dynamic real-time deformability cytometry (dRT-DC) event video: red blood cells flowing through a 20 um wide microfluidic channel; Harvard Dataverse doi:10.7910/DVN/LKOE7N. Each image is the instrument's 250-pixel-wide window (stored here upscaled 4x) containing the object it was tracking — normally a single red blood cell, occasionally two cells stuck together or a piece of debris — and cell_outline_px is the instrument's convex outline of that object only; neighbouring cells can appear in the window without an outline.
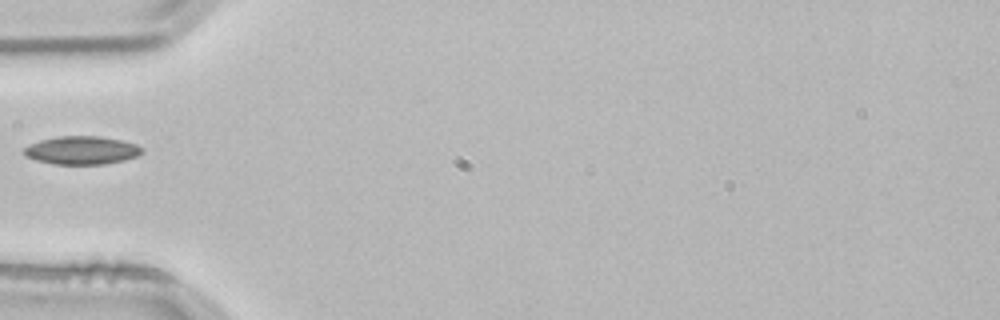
{"species": "common noctule bat (a hibernating species)", "species_latin": "Nyctalus noctula", "temperature_condition": "room temperature", "stored_images_in_passage": 1, "camera_frame_rate_fps": 3000, "um_per_image_px": 0.085, "animal": {"sex": "male", "body_mass_g": 21.5, "forearm_length_mm": 52.0}, "frame": {"image": 1, "passage_image": 1, "time_ms": 0.0, "image_size_px": [1000, 320], "cell_outline_px": [[144, 152], [136, 156], [124, 160], [104, 164], [52, 164], [36, 160], [24, 156], [24, 148], [28, 144], [40, 140], [60, 136], [100, 136], [120, 140], [136, 144], [144, 148]], "centroid_in_image_um": [6.94, 12.77], "position_along_channel_um": 78.1, "area_um2": 19.48}}